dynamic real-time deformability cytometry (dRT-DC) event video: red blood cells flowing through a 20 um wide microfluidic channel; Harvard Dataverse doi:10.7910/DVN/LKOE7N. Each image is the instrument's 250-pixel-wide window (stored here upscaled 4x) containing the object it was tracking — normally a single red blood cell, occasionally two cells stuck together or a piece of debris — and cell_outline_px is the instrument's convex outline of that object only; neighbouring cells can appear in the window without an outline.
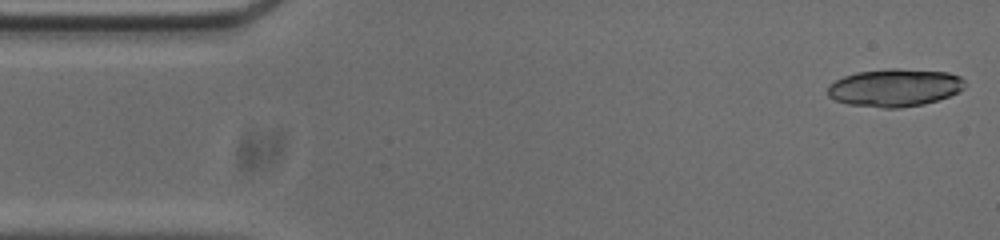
{"species": "common noctule bat (a hibernating species)", "species_latin": "Nyctalus noctula", "temperature_condition": "cold", "stored_images_in_passage": 52, "camera_frame_rate_fps": 3000, "um_per_image_px": 0.085, "animal": {"sex": "male", "body_mass_g": 20.0, "forearm_length_mm": 53.3}, "frame": {"image": 1, "passage_image": 1, "time_ms": 0.0, "image_size_px": [1000, 240], "cell_outline_px": [[964, 88], [960, 92], [924, 104], [900, 108], [884, 108], [848, 104], [836, 100], [828, 96], [828, 84], [844, 76], [856, 72], [888, 68], [900, 68], [948, 72], [960, 76], [964, 80]], "centroid_in_image_um": [76.05, 7.44], "position_along_channel_um": 8.9, "area_um2": 30.35}, "authors_computed_cell_mechanics": {"area_um2": 29.2179, "velocity_mm_per_s": 3.7257, "shape_relaxation_time_tau1_ms": null, "shape_relaxation_time_tau2_ms": 2.5289, "deformation_change_tau1": null, "deformation_change_tau2": 0.07}}